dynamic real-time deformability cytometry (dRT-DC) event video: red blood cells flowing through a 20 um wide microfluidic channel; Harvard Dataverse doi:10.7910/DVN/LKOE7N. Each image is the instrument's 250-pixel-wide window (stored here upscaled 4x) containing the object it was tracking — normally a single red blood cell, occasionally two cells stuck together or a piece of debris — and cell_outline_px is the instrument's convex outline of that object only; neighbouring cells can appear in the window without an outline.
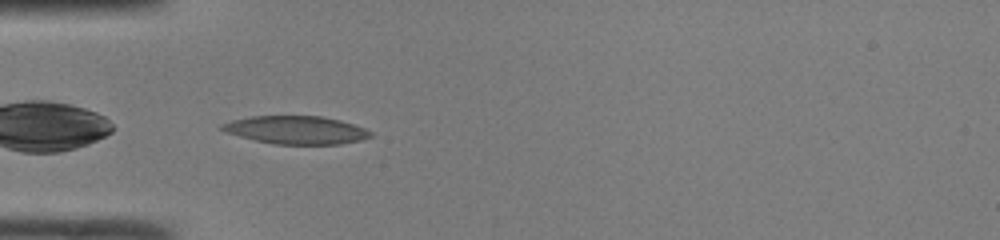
{"species": "common noctule bat (a hibernating species)", "species_latin": "Nyctalus noctula", "temperature_condition": "room temperature", "stored_images_in_passage": 30, "camera_frame_rate_fps": 3000, "um_per_image_px": 0.085, "animal": {"sex": "male", "body_mass_g": 19.0, "forearm_length_mm": 50.8}, "frame": {"image": 1, "passage_image": 1, "time_ms": 0.0, "image_size_px": [1000, 240], "cell_outline_px": [[372, 136], [360, 140], [340, 144], [276, 144], [256, 140], [240, 136], [228, 132], [220, 128], [220, 124], [232, 120], [252, 116], [324, 116], [340, 120], [364, 128], [372, 132]], "centroid_in_image_um": [25.19, 11.04], "position_along_channel_um": 59.8, "area_um2": 24.04}}
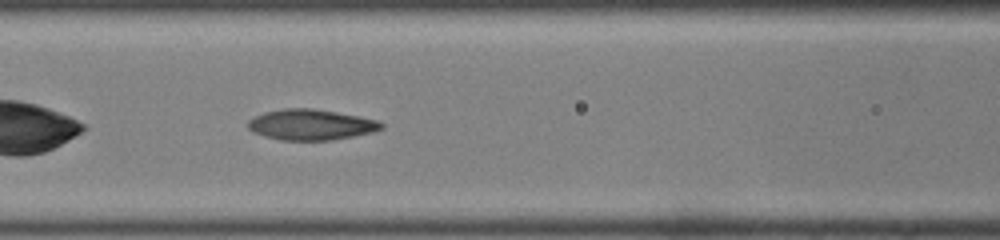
{"frame": {"image": 2, "passage_image": 7, "time_ms": 2.0, "image_size_px": [1000, 240], "cell_outline_px": [[384, 128], [372, 132], [332, 140], [280, 140], [264, 136], [252, 132], [248, 128], [248, 120], [264, 112], [284, 108], [312, 108], [360, 116], [376, 120], [384, 124]], "centroid_in_image_um": [26.41, 10.59], "position_along_channel_um": 140.2, "area_um2": 23.81}}
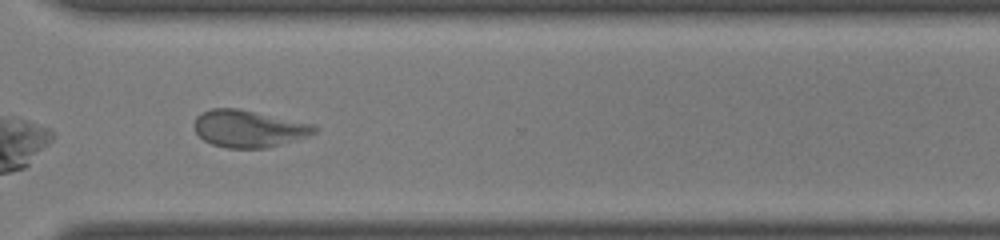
{"frame": {"image": 3, "passage_image": 22, "time_ms": 7.0, "image_size_px": [1000, 240], "cell_outline_px": [[320, 128], [316, 132], [308, 136], [280, 144], [264, 148], [228, 148], [212, 144], [204, 140], [196, 132], [196, 116], [212, 108], [236, 108], [316, 124]], "centroid_in_image_um": [21.19, 10.93], "position_along_channel_um": 349.4, "area_um2": 25.78}, "authors_computed_cell_mechanics": {"area_um2": 24.5361, "velocity_mm_per_s": 4.1871, "shape_relaxation_time_tau1_ms": null, "shape_relaxation_time_tau2_ms": 1.9174, "deformation_change_tau1": null, "deformation_change_tau2": 0.0998}}